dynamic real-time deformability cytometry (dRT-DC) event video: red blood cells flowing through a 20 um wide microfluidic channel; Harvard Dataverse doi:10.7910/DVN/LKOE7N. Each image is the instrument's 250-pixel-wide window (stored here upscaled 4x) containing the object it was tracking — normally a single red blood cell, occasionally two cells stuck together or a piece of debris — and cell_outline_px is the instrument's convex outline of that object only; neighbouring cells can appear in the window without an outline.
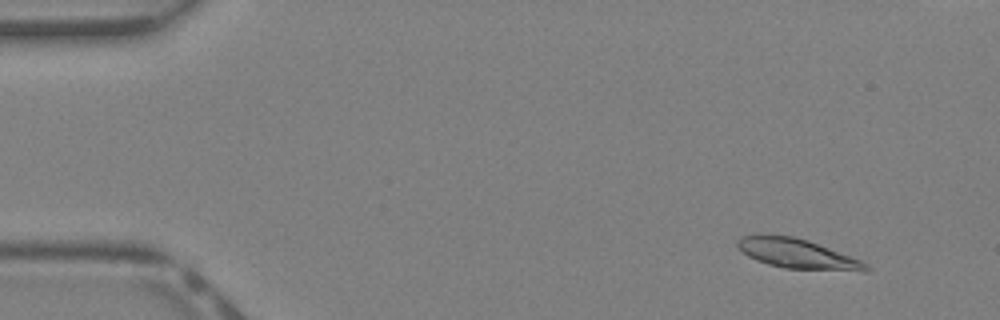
{"species": "Egyptian fruit bat (a non-hibernating species)", "species_latin": "Rousettus aegyptiacus", "temperature_condition": "warm", "stored_images_in_passage": 39, "camera_frame_rate_fps": 3000, "um_per_image_px": 0.085, "animal": {"sex": "female"}, "frame": {"image": 1, "passage_image": 1, "time_ms": 0.0, "image_size_px": [1000, 320], "cell_outline_px": [[872, 268], [864, 272], [784, 268], [768, 264], [756, 260], [748, 256], [736, 244], [736, 240], [744, 236], [792, 236], [808, 240], [860, 260], [868, 264]], "centroid_in_image_um": [67.85, 21.6], "position_along_channel_um": 17.2, "area_um2": 21.85}}
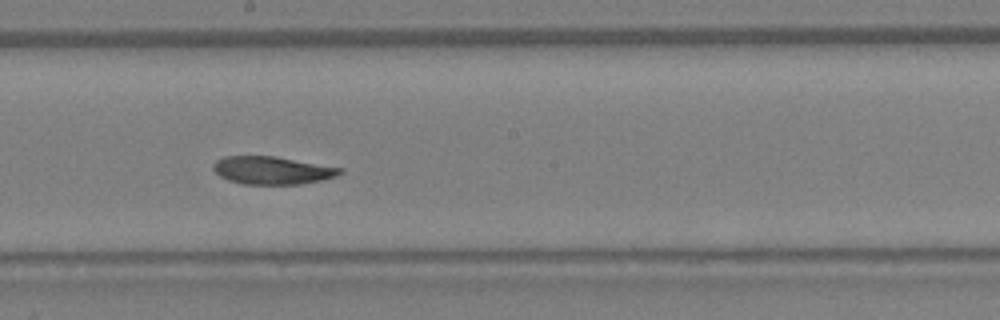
{"frame": {"image": 2, "passage_image": 20, "time_ms": 6.333, "image_size_px": [1000, 320], "cell_outline_px": [[344, 172], [336, 176], [320, 180], [300, 184], [244, 184], [228, 180], [220, 176], [212, 168], [212, 164], [216, 160], [224, 156], [276, 156], [344, 168]], "centroid_in_image_um": [23.14, 14.47], "position_along_channel_um": 225.1, "area_um2": 20.63}}
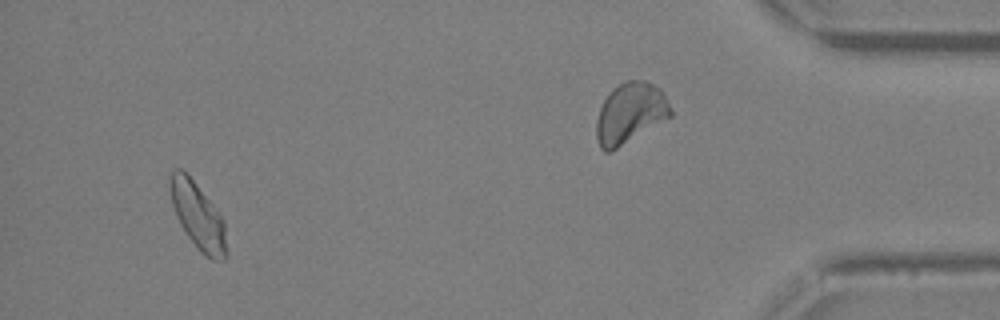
{"frame": {"image": 3, "passage_image": 36, "time_ms": 11.667, "image_size_px": [1000, 320], "cell_outline_px": [[228, 256], [224, 260], [212, 260], [204, 256], [196, 248], [180, 224], [176, 216], [168, 192], [168, 176], [176, 168], [180, 168], [192, 180], [212, 204], [224, 220], [228, 252]], "centroid_in_image_um": [16.81, 18.4], "position_along_channel_um": 418.4, "area_um2": 22.08}}